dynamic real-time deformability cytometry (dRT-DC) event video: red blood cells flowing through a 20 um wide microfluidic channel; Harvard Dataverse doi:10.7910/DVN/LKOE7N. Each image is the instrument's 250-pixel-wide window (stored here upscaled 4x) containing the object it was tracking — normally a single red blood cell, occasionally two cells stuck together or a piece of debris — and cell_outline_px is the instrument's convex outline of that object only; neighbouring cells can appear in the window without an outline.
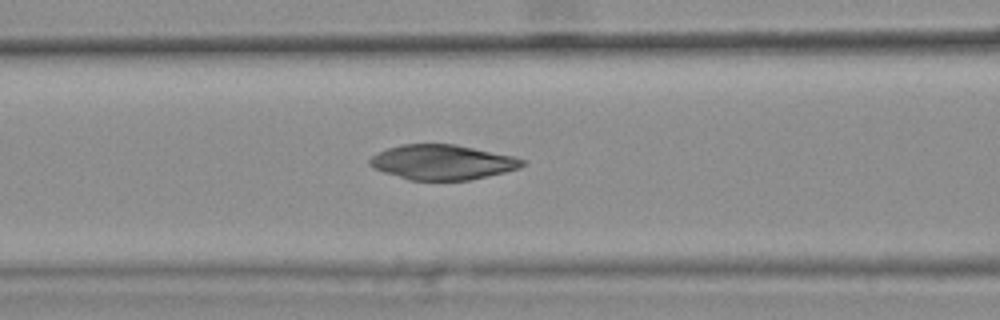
{"species": "common noctule bat (a hibernating species)", "species_latin": "Nyctalus noctula", "temperature_condition": "warm", "stored_images_in_passage": 35, "camera_frame_rate_fps": 3000, "um_per_image_px": 0.085, "animal": {"sex": "female", "body_mass_g": 25.1}, "frame": {"image": 1, "passage_image": 11, "time_ms": 3.333, "image_size_px": [1000, 320], "cell_outline_px": [[528, 160], [520, 168], [488, 176], [468, 180], [408, 180], [372, 168], [368, 164], [368, 160], [376, 152], [400, 144], [456, 144], [512, 156]], "centroid_in_image_um": [37.57, 13.78], "position_along_channel_um": 129.0, "area_um2": 31.15}}
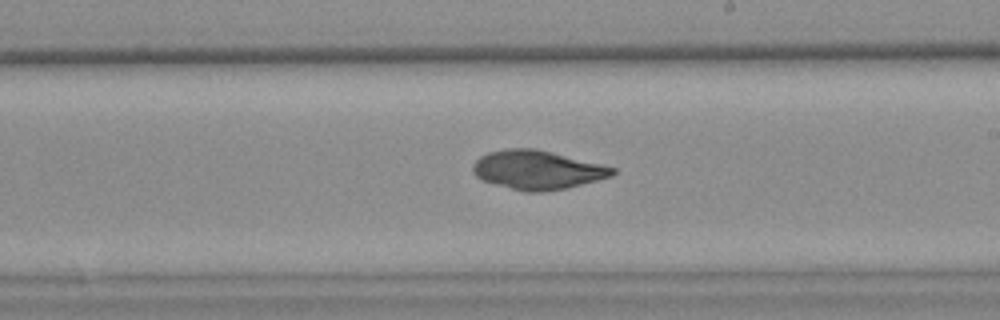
{"frame": {"image": 2, "passage_image": 20, "time_ms": 6.333, "image_size_px": [1000, 320], "cell_outline_px": [[616, 172], [612, 176], [564, 188], [544, 192], [524, 192], [480, 180], [472, 172], [472, 164], [480, 156], [488, 152], [508, 148], [532, 148], [552, 152], [604, 164], [616, 168]], "centroid_in_image_um": [45.65, 14.44], "position_along_channel_um": 243.4, "area_um2": 31.73}}